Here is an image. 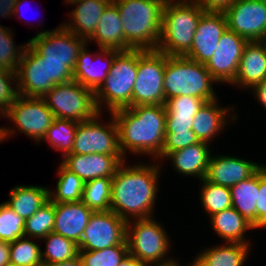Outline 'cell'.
Wrapping results in <instances>:
<instances>
[{
	"label": "cell",
	"mask_w": 266,
	"mask_h": 266,
	"mask_svg": "<svg viewBox=\"0 0 266 266\" xmlns=\"http://www.w3.org/2000/svg\"><path fill=\"white\" fill-rule=\"evenodd\" d=\"M147 160L133 163L126 159L112 177L111 211L126 221L157 218L155 206L164 169L157 160Z\"/></svg>",
	"instance_id": "cell-1"
},
{
	"label": "cell",
	"mask_w": 266,
	"mask_h": 266,
	"mask_svg": "<svg viewBox=\"0 0 266 266\" xmlns=\"http://www.w3.org/2000/svg\"><path fill=\"white\" fill-rule=\"evenodd\" d=\"M117 127L119 148L125 159L137 156L155 160L165 143V105H138L111 112Z\"/></svg>",
	"instance_id": "cell-2"
},
{
	"label": "cell",
	"mask_w": 266,
	"mask_h": 266,
	"mask_svg": "<svg viewBox=\"0 0 266 266\" xmlns=\"http://www.w3.org/2000/svg\"><path fill=\"white\" fill-rule=\"evenodd\" d=\"M123 24L126 50H157L164 5L152 0H112Z\"/></svg>",
	"instance_id": "cell-3"
},
{
	"label": "cell",
	"mask_w": 266,
	"mask_h": 266,
	"mask_svg": "<svg viewBox=\"0 0 266 266\" xmlns=\"http://www.w3.org/2000/svg\"><path fill=\"white\" fill-rule=\"evenodd\" d=\"M205 64L185 56L165 54L164 85L165 101L177 96H194L210 102L219 98L216 85Z\"/></svg>",
	"instance_id": "cell-4"
},
{
	"label": "cell",
	"mask_w": 266,
	"mask_h": 266,
	"mask_svg": "<svg viewBox=\"0 0 266 266\" xmlns=\"http://www.w3.org/2000/svg\"><path fill=\"white\" fill-rule=\"evenodd\" d=\"M203 13L194 0H178L165 5L157 50L169 56H185L191 49Z\"/></svg>",
	"instance_id": "cell-5"
},
{
	"label": "cell",
	"mask_w": 266,
	"mask_h": 266,
	"mask_svg": "<svg viewBox=\"0 0 266 266\" xmlns=\"http://www.w3.org/2000/svg\"><path fill=\"white\" fill-rule=\"evenodd\" d=\"M138 49L119 51L101 86L94 92L99 112L111 113L132 106L133 87L137 78Z\"/></svg>",
	"instance_id": "cell-6"
},
{
	"label": "cell",
	"mask_w": 266,
	"mask_h": 266,
	"mask_svg": "<svg viewBox=\"0 0 266 266\" xmlns=\"http://www.w3.org/2000/svg\"><path fill=\"white\" fill-rule=\"evenodd\" d=\"M1 116L3 121L11 122L3 125L5 141L24 134L34 144L41 142L56 118L43 98L22 95H18Z\"/></svg>",
	"instance_id": "cell-7"
},
{
	"label": "cell",
	"mask_w": 266,
	"mask_h": 266,
	"mask_svg": "<svg viewBox=\"0 0 266 266\" xmlns=\"http://www.w3.org/2000/svg\"><path fill=\"white\" fill-rule=\"evenodd\" d=\"M168 233L161 220L155 217L127 221L129 254L144 265L171 260L176 255L172 256L174 245Z\"/></svg>",
	"instance_id": "cell-8"
},
{
	"label": "cell",
	"mask_w": 266,
	"mask_h": 266,
	"mask_svg": "<svg viewBox=\"0 0 266 266\" xmlns=\"http://www.w3.org/2000/svg\"><path fill=\"white\" fill-rule=\"evenodd\" d=\"M43 99L56 118L82 122L99 113L94 91L74 80L55 85Z\"/></svg>",
	"instance_id": "cell-9"
},
{
	"label": "cell",
	"mask_w": 266,
	"mask_h": 266,
	"mask_svg": "<svg viewBox=\"0 0 266 266\" xmlns=\"http://www.w3.org/2000/svg\"><path fill=\"white\" fill-rule=\"evenodd\" d=\"M106 115L99 112L93 119L78 123L73 147L68 154L122 155L116 121L112 113H108L109 119Z\"/></svg>",
	"instance_id": "cell-10"
},
{
	"label": "cell",
	"mask_w": 266,
	"mask_h": 266,
	"mask_svg": "<svg viewBox=\"0 0 266 266\" xmlns=\"http://www.w3.org/2000/svg\"><path fill=\"white\" fill-rule=\"evenodd\" d=\"M164 70L165 53L138 49V69L132 93V106L165 105Z\"/></svg>",
	"instance_id": "cell-11"
},
{
	"label": "cell",
	"mask_w": 266,
	"mask_h": 266,
	"mask_svg": "<svg viewBox=\"0 0 266 266\" xmlns=\"http://www.w3.org/2000/svg\"><path fill=\"white\" fill-rule=\"evenodd\" d=\"M28 43L44 60L66 61V65L74 71L80 50L87 41L59 24L53 29L37 30Z\"/></svg>",
	"instance_id": "cell-12"
},
{
	"label": "cell",
	"mask_w": 266,
	"mask_h": 266,
	"mask_svg": "<svg viewBox=\"0 0 266 266\" xmlns=\"http://www.w3.org/2000/svg\"><path fill=\"white\" fill-rule=\"evenodd\" d=\"M127 221L113 211H94L80 243L79 250H101L126 241Z\"/></svg>",
	"instance_id": "cell-13"
},
{
	"label": "cell",
	"mask_w": 266,
	"mask_h": 266,
	"mask_svg": "<svg viewBox=\"0 0 266 266\" xmlns=\"http://www.w3.org/2000/svg\"><path fill=\"white\" fill-rule=\"evenodd\" d=\"M224 14L228 29L248 42L266 37V0H236Z\"/></svg>",
	"instance_id": "cell-14"
},
{
	"label": "cell",
	"mask_w": 266,
	"mask_h": 266,
	"mask_svg": "<svg viewBox=\"0 0 266 266\" xmlns=\"http://www.w3.org/2000/svg\"><path fill=\"white\" fill-rule=\"evenodd\" d=\"M248 41L228 28L221 36L216 51L205 64L219 85H231L236 77L244 46Z\"/></svg>",
	"instance_id": "cell-15"
},
{
	"label": "cell",
	"mask_w": 266,
	"mask_h": 266,
	"mask_svg": "<svg viewBox=\"0 0 266 266\" xmlns=\"http://www.w3.org/2000/svg\"><path fill=\"white\" fill-rule=\"evenodd\" d=\"M220 99L205 102L194 116L192 131L196 134L199 141L212 145L220 134H224L231 125L238 123V105L224 104ZM236 106V108H235ZM237 121V122H236ZM229 126V127H228Z\"/></svg>",
	"instance_id": "cell-16"
},
{
	"label": "cell",
	"mask_w": 266,
	"mask_h": 266,
	"mask_svg": "<svg viewBox=\"0 0 266 266\" xmlns=\"http://www.w3.org/2000/svg\"><path fill=\"white\" fill-rule=\"evenodd\" d=\"M223 154V155H222ZM212 153L204 179L216 185L232 187L252 176L262 165L251 158L228 153Z\"/></svg>",
	"instance_id": "cell-17"
},
{
	"label": "cell",
	"mask_w": 266,
	"mask_h": 266,
	"mask_svg": "<svg viewBox=\"0 0 266 266\" xmlns=\"http://www.w3.org/2000/svg\"><path fill=\"white\" fill-rule=\"evenodd\" d=\"M89 49V44L86 43L80 50L73 71V80L95 92L109 73L119 51L97 47L98 52H92Z\"/></svg>",
	"instance_id": "cell-18"
},
{
	"label": "cell",
	"mask_w": 266,
	"mask_h": 266,
	"mask_svg": "<svg viewBox=\"0 0 266 266\" xmlns=\"http://www.w3.org/2000/svg\"><path fill=\"white\" fill-rule=\"evenodd\" d=\"M227 28L225 14L204 12L194 34L191 49L185 57L206 64L216 51L218 42Z\"/></svg>",
	"instance_id": "cell-19"
},
{
	"label": "cell",
	"mask_w": 266,
	"mask_h": 266,
	"mask_svg": "<svg viewBox=\"0 0 266 266\" xmlns=\"http://www.w3.org/2000/svg\"><path fill=\"white\" fill-rule=\"evenodd\" d=\"M60 162L85 183L96 178H112L126 159L123 155L66 154Z\"/></svg>",
	"instance_id": "cell-20"
},
{
	"label": "cell",
	"mask_w": 266,
	"mask_h": 266,
	"mask_svg": "<svg viewBox=\"0 0 266 266\" xmlns=\"http://www.w3.org/2000/svg\"><path fill=\"white\" fill-rule=\"evenodd\" d=\"M213 146L206 142H198L183 149L170 152L161 161V165L164 167L165 163L173 167L174 172L181 175V177L196 178V181L204 179L207 167L214 152ZM166 160V161H165ZM165 162V163H163Z\"/></svg>",
	"instance_id": "cell-21"
},
{
	"label": "cell",
	"mask_w": 266,
	"mask_h": 266,
	"mask_svg": "<svg viewBox=\"0 0 266 266\" xmlns=\"http://www.w3.org/2000/svg\"><path fill=\"white\" fill-rule=\"evenodd\" d=\"M18 94L43 98L46 94L44 58L28 43L16 71Z\"/></svg>",
	"instance_id": "cell-22"
},
{
	"label": "cell",
	"mask_w": 266,
	"mask_h": 266,
	"mask_svg": "<svg viewBox=\"0 0 266 266\" xmlns=\"http://www.w3.org/2000/svg\"><path fill=\"white\" fill-rule=\"evenodd\" d=\"M112 0H67L63 4L72 5L68 20L60 23L78 37L88 41L96 31V26L106 6Z\"/></svg>",
	"instance_id": "cell-23"
},
{
	"label": "cell",
	"mask_w": 266,
	"mask_h": 266,
	"mask_svg": "<svg viewBox=\"0 0 266 266\" xmlns=\"http://www.w3.org/2000/svg\"><path fill=\"white\" fill-rule=\"evenodd\" d=\"M266 79V45L262 41L248 42L243 49L238 71L230 85L248 91Z\"/></svg>",
	"instance_id": "cell-24"
},
{
	"label": "cell",
	"mask_w": 266,
	"mask_h": 266,
	"mask_svg": "<svg viewBox=\"0 0 266 266\" xmlns=\"http://www.w3.org/2000/svg\"><path fill=\"white\" fill-rule=\"evenodd\" d=\"M222 244L201 247L193 257L194 266H245L251 256L253 245L221 242ZM202 248H204L202 250Z\"/></svg>",
	"instance_id": "cell-25"
},
{
	"label": "cell",
	"mask_w": 266,
	"mask_h": 266,
	"mask_svg": "<svg viewBox=\"0 0 266 266\" xmlns=\"http://www.w3.org/2000/svg\"><path fill=\"white\" fill-rule=\"evenodd\" d=\"M93 212L82 201L55 203L53 232L79 244Z\"/></svg>",
	"instance_id": "cell-26"
},
{
	"label": "cell",
	"mask_w": 266,
	"mask_h": 266,
	"mask_svg": "<svg viewBox=\"0 0 266 266\" xmlns=\"http://www.w3.org/2000/svg\"><path fill=\"white\" fill-rule=\"evenodd\" d=\"M98 48L126 51L123 24L117 6L111 1L104 9L93 36L87 41Z\"/></svg>",
	"instance_id": "cell-27"
},
{
	"label": "cell",
	"mask_w": 266,
	"mask_h": 266,
	"mask_svg": "<svg viewBox=\"0 0 266 266\" xmlns=\"http://www.w3.org/2000/svg\"><path fill=\"white\" fill-rule=\"evenodd\" d=\"M208 221L215 237L217 235V237H219L218 239H222L221 242H236L253 245L249 232L251 233L255 229L248 224L243 216L233 207L209 216Z\"/></svg>",
	"instance_id": "cell-28"
},
{
	"label": "cell",
	"mask_w": 266,
	"mask_h": 266,
	"mask_svg": "<svg viewBox=\"0 0 266 266\" xmlns=\"http://www.w3.org/2000/svg\"><path fill=\"white\" fill-rule=\"evenodd\" d=\"M8 197V201L3 202L26 220L49 201V186L16 184L9 190Z\"/></svg>",
	"instance_id": "cell-29"
},
{
	"label": "cell",
	"mask_w": 266,
	"mask_h": 266,
	"mask_svg": "<svg viewBox=\"0 0 266 266\" xmlns=\"http://www.w3.org/2000/svg\"><path fill=\"white\" fill-rule=\"evenodd\" d=\"M230 191L232 207L257 231L256 202L259 193V169L249 178L230 187Z\"/></svg>",
	"instance_id": "cell-30"
},
{
	"label": "cell",
	"mask_w": 266,
	"mask_h": 266,
	"mask_svg": "<svg viewBox=\"0 0 266 266\" xmlns=\"http://www.w3.org/2000/svg\"><path fill=\"white\" fill-rule=\"evenodd\" d=\"M56 170L55 188L49 187V200L53 203L80 202L85 182L61 162Z\"/></svg>",
	"instance_id": "cell-31"
},
{
	"label": "cell",
	"mask_w": 266,
	"mask_h": 266,
	"mask_svg": "<svg viewBox=\"0 0 266 266\" xmlns=\"http://www.w3.org/2000/svg\"><path fill=\"white\" fill-rule=\"evenodd\" d=\"M78 123L69 119L55 118L38 145L47 143L48 148L51 147L55 152L59 151L60 157L63 158L72 150Z\"/></svg>",
	"instance_id": "cell-32"
},
{
	"label": "cell",
	"mask_w": 266,
	"mask_h": 266,
	"mask_svg": "<svg viewBox=\"0 0 266 266\" xmlns=\"http://www.w3.org/2000/svg\"><path fill=\"white\" fill-rule=\"evenodd\" d=\"M43 264H52L75 259L79 256L78 244L64 236L51 232L40 240Z\"/></svg>",
	"instance_id": "cell-33"
},
{
	"label": "cell",
	"mask_w": 266,
	"mask_h": 266,
	"mask_svg": "<svg viewBox=\"0 0 266 266\" xmlns=\"http://www.w3.org/2000/svg\"><path fill=\"white\" fill-rule=\"evenodd\" d=\"M199 183V206L201 210L203 208L205 217L232 207L230 187L216 185L205 179Z\"/></svg>",
	"instance_id": "cell-34"
},
{
	"label": "cell",
	"mask_w": 266,
	"mask_h": 266,
	"mask_svg": "<svg viewBox=\"0 0 266 266\" xmlns=\"http://www.w3.org/2000/svg\"><path fill=\"white\" fill-rule=\"evenodd\" d=\"M12 29L14 28L0 24V69L16 72L28 41L16 44L15 30Z\"/></svg>",
	"instance_id": "cell-35"
},
{
	"label": "cell",
	"mask_w": 266,
	"mask_h": 266,
	"mask_svg": "<svg viewBox=\"0 0 266 266\" xmlns=\"http://www.w3.org/2000/svg\"><path fill=\"white\" fill-rule=\"evenodd\" d=\"M112 178H96L84 184L82 202L93 211L111 210Z\"/></svg>",
	"instance_id": "cell-36"
},
{
	"label": "cell",
	"mask_w": 266,
	"mask_h": 266,
	"mask_svg": "<svg viewBox=\"0 0 266 266\" xmlns=\"http://www.w3.org/2000/svg\"><path fill=\"white\" fill-rule=\"evenodd\" d=\"M40 240L21 237L10 243V263L17 266H43Z\"/></svg>",
	"instance_id": "cell-37"
},
{
	"label": "cell",
	"mask_w": 266,
	"mask_h": 266,
	"mask_svg": "<svg viewBox=\"0 0 266 266\" xmlns=\"http://www.w3.org/2000/svg\"><path fill=\"white\" fill-rule=\"evenodd\" d=\"M55 203L50 200L25 220L24 236L41 240L53 232Z\"/></svg>",
	"instance_id": "cell-38"
},
{
	"label": "cell",
	"mask_w": 266,
	"mask_h": 266,
	"mask_svg": "<svg viewBox=\"0 0 266 266\" xmlns=\"http://www.w3.org/2000/svg\"><path fill=\"white\" fill-rule=\"evenodd\" d=\"M128 253V243L126 240L120 245L101 250H79V257L83 266H119Z\"/></svg>",
	"instance_id": "cell-39"
},
{
	"label": "cell",
	"mask_w": 266,
	"mask_h": 266,
	"mask_svg": "<svg viewBox=\"0 0 266 266\" xmlns=\"http://www.w3.org/2000/svg\"><path fill=\"white\" fill-rule=\"evenodd\" d=\"M25 220L4 202L0 203V240L14 242L24 237Z\"/></svg>",
	"instance_id": "cell-40"
},
{
	"label": "cell",
	"mask_w": 266,
	"mask_h": 266,
	"mask_svg": "<svg viewBox=\"0 0 266 266\" xmlns=\"http://www.w3.org/2000/svg\"><path fill=\"white\" fill-rule=\"evenodd\" d=\"M205 101L194 96H177L165 101L166 117H194Z\"/></svg>",
	"instance_id": "cell-41"
},
{
	"label": "cell",
	"mask_w": 266,
	"mask_h": 266,
	"mask_svg": "<svg viewBox=\"0 0 266 266\" xmlns=\"http://www.w3.org/2000/svg\"><path fill=\"white\" fill-rule=\"evenodd\" d=\"M18 95L16 72L0 69V115Z\"/></svg>",
	"instance_id": "cell-42"
},
{
	"label": "cell",
	"mask_w": 266,
	"mask_h": 266,
	"mask_svg": "<svg viewBox=\"0 0 266 266\" xmlns=\"http://www.w3.org/2000/svg\"><path fill=\"white\" fill-rule=\"evenodd\" d=\"M46 93L55 85L73 80V71L66 61L45 60Z\"/></svg>",
	"instance_id": "cell-43"
},
{
	"label": "cell",
	"mask_w": 266,
	"mask_h": 266,
	"mask_svg": "<svg viewBox=\"0 0 266 266\" xmlns=\"http://www.w3.org/2000/svg\"><path fill=\"white\" fill-rule=\"evenodd\" d=\"M200 142L195 133H166L162 153L155 159L159 163L173 151H177Z\"/></svg>",
	"instance_id": "cell-44"
},
{
	"label": "cell",
	"mask_w": 266,
	"mask_h": 266,
	"mask_svg": "<svg viewBox=\"0 0 266 266\" xmlns=\"http://www.w3.org/2000/svg\"><path fill=\"white\" fill-rule=\"evenodd\" d=\"M258 230H266V163L259 168V193L256 202Z\"/></svg>",
	"instance_id": "cell-45"
},
{
	"label": "cell",
	"mask_w": 266,
	"mask_h": 266,
	"mask_svg": "<svg viewBox=\"0 0 266 266\" xmlns=\"http://www.w3.org/2000/svg\"><path fill=\"white\" fill-rule=\"evenodd\" d=\"M194 117H166L165 133H194Z\"/></svg>",
	"instance_id": "cell-46"
},
{
	"label": "cell",
	"mask_w": 266,
	"mask_h": 266,
	"mask_svg": "<svg viewBox=\"0 0 266 266\" xmlns=\"http://www.w3.org/2000/svg\"><path fill=\"white\" fill-rule=\"evenodd\" d=\"M206 13H225L236 0H194Z\"/></svg>",
	"instance_id": "cell-47"
},
{
	"label": "cell",
	"mask_w": 266,
	"mask_h": 266,
	"mask_svg": "<svg viewBox=\"0 0 266 266\" xmlns=\"http://www.w3.org/2000/svg\"><path fill=\"white\" fill-rule=\"evenodd\" d=\"M246 93L252 94L254 96L253 98L257 100L258 104L266 111V79L254 85Z\"/></svg>",
	"instance_id": "cell-48"
},
{
	"label": "cell",
	"mask_w": 266,
	"mask_h": 266,
	"mask_svg": "<svg viewBox=\"0 0 266 266\" xmlns=\"http://www.w3.org/2000/svg\"><path fill=\"white\" fill-rule=\"evenodd\" d=\"M17 0H0V18L12 19Z\"/></svg>",
	"instance_id": "cell-49"
},
{
	"label": "cell",
	"mask_w": 266,
	"mask_h": 266,
	"mask_svg": "<svg viewBox=\"0 0 266 266\" xmlns=\"http://www.w3.org/2000/svg\"><path fill=\"white\" fill-rule=\"evenodd\" d=\"M10 263V242L0 240V266Z\"/></svg>",
	"instance_id": "cell-50"
},
{
	"label": "cell",
	"mask_w": 266,
	"mask_h": 266,
	"mask_svg": "<svg viewBox=\"0 0 266 266\" xmlns=\"http://www.w3.org/2000/svg\"><path fill=\"white\" fill-rule=\"evenodd\" d=\"M28 4V0H17L16 1V3H15V7H14V15H13V19H15V18H17L16 20H21L22 21V19H23V21H24V17L22 16L21 18H20V16H21V12H22V10L24 9L25 10V8H23V6H25V5H27ZM29 4H31V3H29ZM23 8V9H22ZM21 11V12H20ZM26 17V16H25ZM19 18V19H18ZM28 21H29V19H27ZM39 23H40V25L42 26V27H44V25H43V21H42V18H41V20L39 21Z\"/></svg>",
	"instance_id": "cell-51"
},
{
	"label": "cell",
	"mask_w": 266,
	"mask_h": 266,
	"mask_svg": "<svg viewBox=\"0 0 266 266\" xmlns=\"http://www.w3.org/2000/svg\"><path fill=\"white\" fill-rule=\"evenodd\" d=\"M184 261L181 263L180 262V258L178 259V257H174L171 260H168L166 262L163 263H151V264H146L145 266H194L193 265V261L189 262L187 265L183 264Z\"/></svg>",
	"instance_id": "cell-52"
},
{
	"label": "cell",
	"mask_w": 266,
	"mask_h": 266,
	"mask_svg": "<svg viewBox=\"0 0 266 266\" xmlns=\"http://www.w3.org/2000/svg\"><path fill=\"white\" fill-rule=\"evenodd\" d=\"M43 266H83V263L80 257H76L75 259H71L64 262H57L52 264H43Z\"/></svg>",
	"instance_id": "cell-53"
},
{
	"label": "cell",
	"mask_w": 266,
	"mask_h": 266,
	"mask_svg": "<svg viewBox=\"0 0 266 266\" xmlns=\"http://www.w3.org/2000/svg\"><path fill=\"white\" fill-rule=\"evenodd\" d=\"M119 266H145V265L140 261H138L134 256L128 253L123 258Z\"/></svg>",
	"instance_id": "cell-54"
},
{
	"label": "cell",
	"mask_w": 266,
	"mask_h": 266,
	"mask_svg": "<svg viewBox=\"0 0 266 266\" xmlns=\"http://www.w3.org/2000/svg\"><path fill=\"white\" fill-rule=\"evenodd\" d=\"M5 139H4V129L3 126H0V145H2L1 143H4Z\"/></svg>",
	"instance_id": "cell-55"
},
{
	"label": "cell",
	"mask_w": 266,
	"mask_h": 266,
	"mask_svg": "<svg viewBox=\"0 0 266 266\" xmlns=\"http://www.w3.org/2000/svg\"><path fill=\"white\" fill-rule=\"evenodd\" d=\"M152 1H159L161 4H163L165 6V5H168L171 2H176L178 0H152Z\"/></svg>",
	"instance_id": "cell-56"
},
{
	"label": "cell",
	"mask_w": 266,
	"mask_h": 266,
	"mask_svg": "<svg viewBox=\"0 0 266 266\" xmlns=\"http://www.w3.org/2000/svg\"><path fill=\"white\" fill-rule=\"evenodd\" d=\"M262 42L266 45V37L262 40Z\"/></svg>",
	"instance_id": "cell-57"
},
{
	"label": "cell",
	"mask_w": 266,
	"mask_h": 266,
	"mask_svg": "<svg viewBox=\"0 0 266 266\" xmlns=\"http://www.w3.org/2000/svg\"><path fill=\"white\" fill-rule=\"evenodd\" d=\"M5 266H17V265L9 263L8 265H5Z\"/></svg>",
	"instance_id": "cell-58"
}]
</instances>
